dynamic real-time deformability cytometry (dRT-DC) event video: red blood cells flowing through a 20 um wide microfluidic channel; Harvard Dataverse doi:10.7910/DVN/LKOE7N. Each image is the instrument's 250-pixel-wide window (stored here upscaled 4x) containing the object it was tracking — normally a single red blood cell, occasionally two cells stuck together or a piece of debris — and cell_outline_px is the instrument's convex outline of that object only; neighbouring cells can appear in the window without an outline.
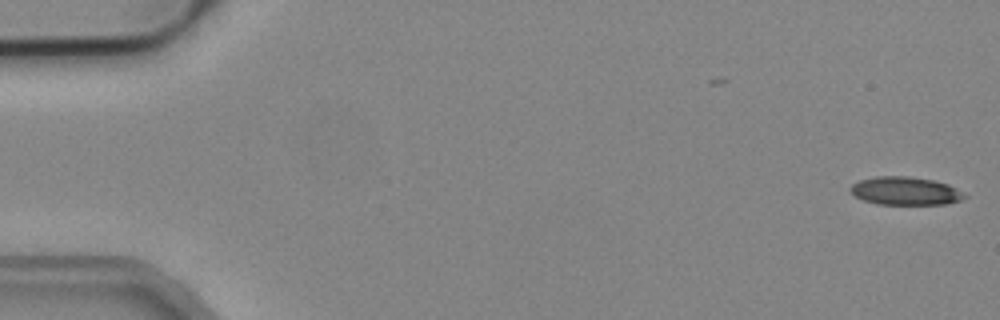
{"species": "common noctule bat (a hibernating species)", "species_latin": "Nyctalus noctula", "temperature_condition": "cold", "stored_images_in_passage": 5, "camera_frame_rate_fps": 3000, "um_per_image_px": 0.085, "animal": {"sex": "male", "body_mass_g": 19.2, "forearm_length_mm": 51.8}, "frame": {"image": 1, "passage_image": 5, "time_ms": 1.333, "image_size_px": [1000, 320], "cell_outline_px": [[968, 196], [960, 200], [944, 204], [876, 204], [864, 200], [856, 196], [848, 188], [852, 184], [860, 180], [876, 176], [908, 176], [932, 180], [948, 184]], "centroid_in_image_um": [76.93, 16.23], "position_along_channel_um": 8.1, "area_um2": 18.55}}